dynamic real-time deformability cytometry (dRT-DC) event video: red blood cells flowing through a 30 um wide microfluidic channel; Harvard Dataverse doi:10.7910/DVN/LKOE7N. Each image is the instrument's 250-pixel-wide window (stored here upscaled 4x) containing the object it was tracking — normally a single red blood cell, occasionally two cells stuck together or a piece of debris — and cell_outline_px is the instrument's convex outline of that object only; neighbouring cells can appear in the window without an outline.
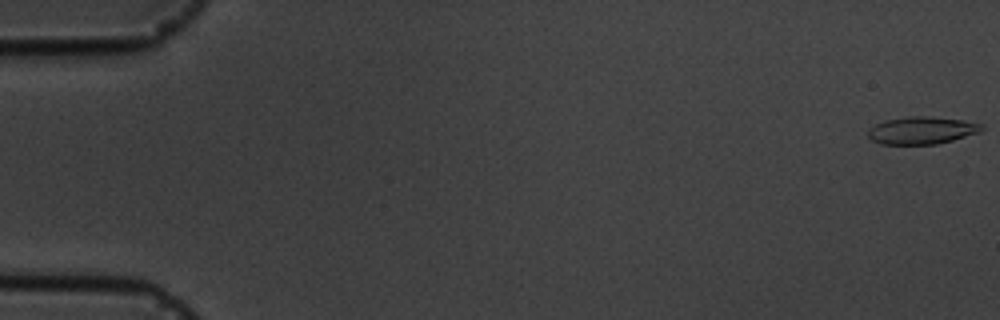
{"species": "common noctule bat (a hibernating species)", "species_latin": "Nyctalus noctula", "temperature_condition": "cold", "stored_images_in_passage": 11, "camera_frame_rate_fps": 3000, "um_per_image_px": 0.085, "animal": {"sex": "male", "body_mass_g": 19.5, "forearm_length_mm": 54.6}, "frame": {"image": 1, "passage_image": 1, "time_ms": 0.0, "image_size_px": [1000, 320], "cell_outline_px": [[984, 128], [980, 132], [952, 140], [936, 144], [880, 144], [872, 140], [868, 136], [868, 128], [884, 120], [908, 116], [928, 116], [960, 120], [984, 124]], "centroid_in_image_um": [78.33, 11.08], "position_along_channel_um": 6.7, "area_um2": 18.15}}
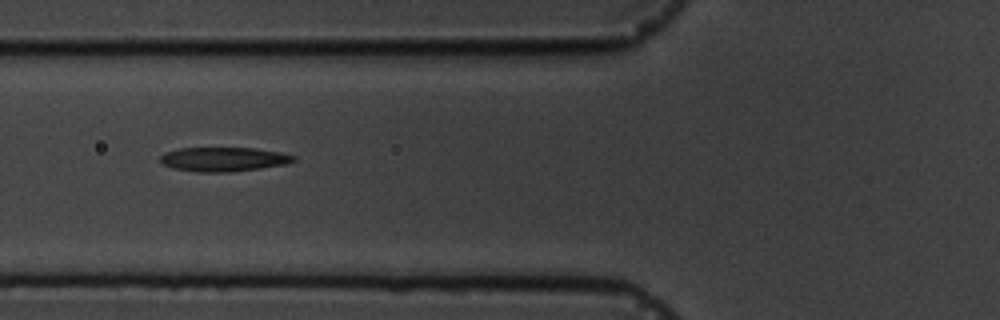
{"frame": {"image": 2, "passage_image": 7, "time_ms": 7.0, "image_size_px": [1000, 320], "cell_outline_px": [[296, 160], [284, 164], [260, 168], [228, 172], [196, 172], [172, 168], [164, 164], [160, 160], [160, 156], [164, 152], [180, 148], [252, 148], [280, 152], [296, 156]], "centroid_in_image_um": [18.98, 13.53], "position_along_channel_um": 106.8, "area_um2": 18.73}}
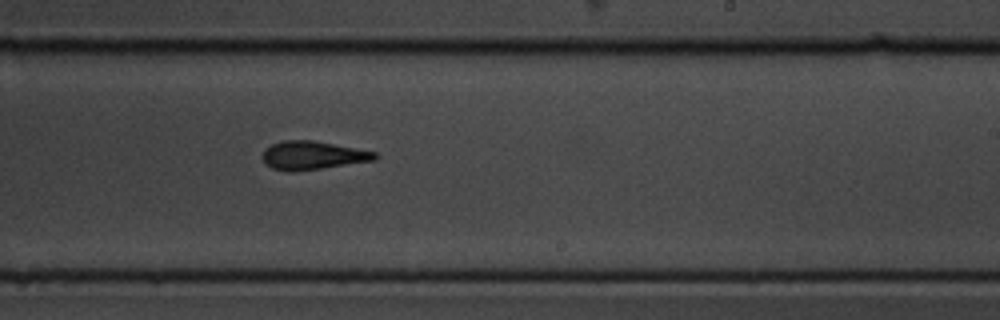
{"frame": {"image": 3, "passage_image": 11, "time_ms": 11.333, "image_size_px": [1000, 320], "cell_outline_px": [[380, 156], [376, 160], [292, 172], [288, 172], [272, 168], [264, 160], [264, 148], [272, 144], [284, 140], [316, 140], [376, 152]], "centroid_in_image_um": [26.61, 13.19], "position_along_channel_um": 262.4, "area_um2": 18.55}}